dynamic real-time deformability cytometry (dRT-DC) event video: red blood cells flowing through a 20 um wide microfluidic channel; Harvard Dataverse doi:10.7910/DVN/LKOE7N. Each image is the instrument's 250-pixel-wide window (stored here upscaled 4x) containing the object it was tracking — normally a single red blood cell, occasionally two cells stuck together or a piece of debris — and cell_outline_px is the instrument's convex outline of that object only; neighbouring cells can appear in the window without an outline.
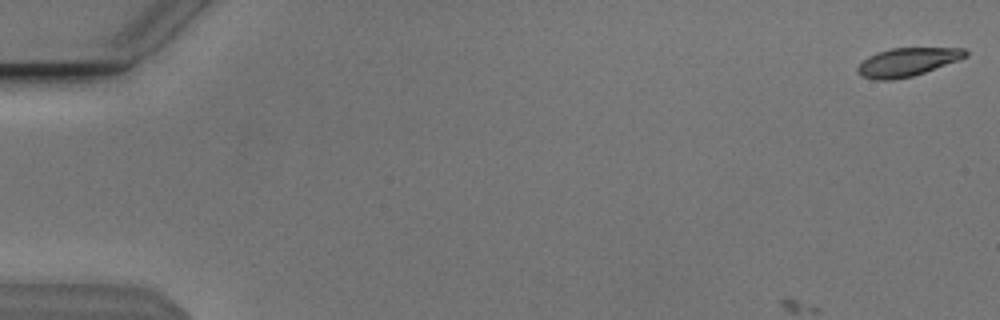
{"species": "Egyptian fruit bat (a non-hibernating species)", "species_latin": "Rousettus aegyptiacus", "temperature_condition": "cold", "stored_images_in_passage": 18, "camera_frame_rate_fps": 3000, "um_per_image_px": 0.085, "animal": {"sex": "male"}, "frame": {"image": 1, "passage_image": 1, "time_ms": 0.0, "image_size_px": [1000, 320], "cell_outline_px": [[968, 56], [924, 72], [912, 76], [892, 80], [876, 80], [860, 76], [856, 68], [868, 56], [876, 52], [892, 48], [964, 48], [968, 52]], "centroid_in_image_um": [77.09, 5.27], "position_along_channel_um": 7.9, "area_um2": 17.69}}